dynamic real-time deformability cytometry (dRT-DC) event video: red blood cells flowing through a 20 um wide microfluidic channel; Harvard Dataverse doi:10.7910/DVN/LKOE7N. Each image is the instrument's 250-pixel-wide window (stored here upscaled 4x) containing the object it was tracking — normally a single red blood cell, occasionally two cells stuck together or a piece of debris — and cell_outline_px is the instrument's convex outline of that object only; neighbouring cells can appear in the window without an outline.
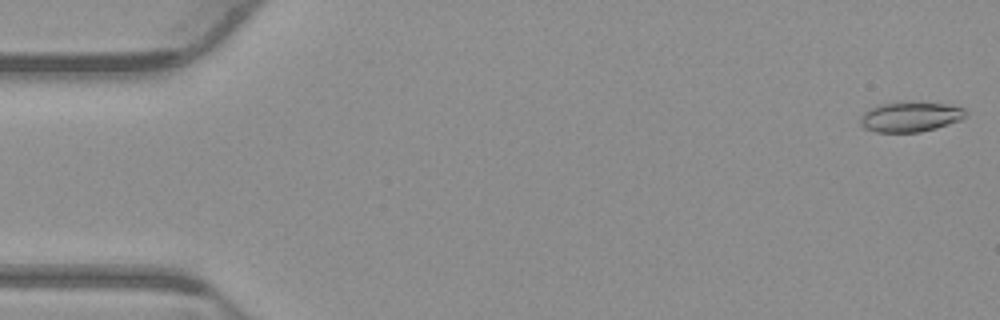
{"species": "common noctule bat (a hibernating species)", "species_latin": "Nyctalus noctula", "temperature_condition": "warm", "stored_images_in_passage": 1, "camera_frame_rate_fps": 3000, "um_per_image_px": 0.085, "animal": {"sex": "male", "body_mass_g": 23.1, "forearm_length_mm": 52.7}, "frame": {"image": 1, "passage_image": 1, "time_ms": 0.0, "image_size_px": [1000, 320], "cell_outline_px": [[968, 116], [960, 120], [936, 128], [920, 132], [876, 132], [864, 128], [860, 124], [860, 116], [868, 108], [880, 104], [952, 104], [964, 108], [968, 112]], "centroid_in_image_um": [77.39, 9.96], "position_along_channel_um": 7.6, "area_um2": 18.09}}